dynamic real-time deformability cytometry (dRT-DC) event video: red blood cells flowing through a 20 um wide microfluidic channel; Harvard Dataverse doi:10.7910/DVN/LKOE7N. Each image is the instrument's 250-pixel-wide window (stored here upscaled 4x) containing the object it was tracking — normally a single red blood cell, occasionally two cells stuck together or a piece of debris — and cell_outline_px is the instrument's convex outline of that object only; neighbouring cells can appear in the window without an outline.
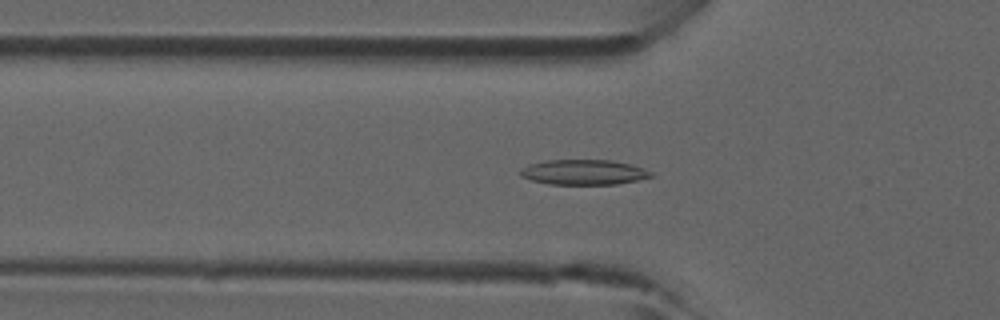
{"species": "common noctule bat (a hibernating species)", "species_latin": "Nyctalus noctula", "temperature_condition": "room temperature", "stored_images_in_passage": 46, "camera_frame_rate_fps": 3000, "um_per_image_px": 0.085, "animal": {"sex": "male", "forearm_length_mm": 52.5}, "frame": {"image": 1, "passage_image": 15, "time_ms": 4.667, "image_size_px": [1000, 320], "cell_outline_px": [[652, 176], [636, 180], [616, 184], [548, 184], [532, 180], [520, 176], [520, 168], [528, 164], [548, 160], [612, 160], [632, 164], [652, 172]], "centroid_in_image_um": [49.58, 14.63], "position_along_channel_um": 76.2, "area_um2": 19.07}}
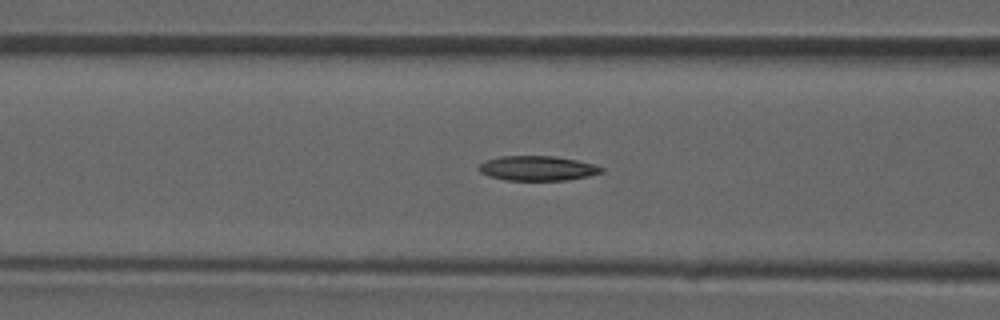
{"frame": {"image": 2, "passage_image": 18, "time_ms": 5.667, "image_size_px": [1000, 320], "cell_outline_px": [[604, 172], [588, 176], [568, 180], [504, 180], [488, 176], [480, 172], [476, 168], [484, 160], [500, 156], [556, 156], [576, 160], [592, 164], [604, 168]], "centroid_in_image_um": [45.64, 14.3], "position_along_channel_um": 121.0, "area_um2": 17.8}}
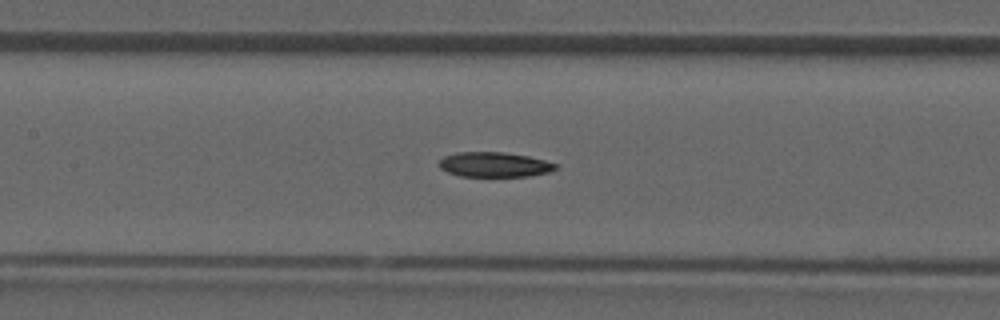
{"frame": {"image": 3, "passage_image": 21, "time_ms": 6.667, "image_size_px": [1000, 320], "cell_outline_px": [[560, 164], [552, 172], [528, 176], [460, 176], [448, 172], [440, 168], [440, 160], [444, 156], [460, 152], [504, 152], [528, 156]], "centroid_in_image_um": [42.07, 13.99], "position_along_channel_um": 165.3, "area_um2": 16.88}}